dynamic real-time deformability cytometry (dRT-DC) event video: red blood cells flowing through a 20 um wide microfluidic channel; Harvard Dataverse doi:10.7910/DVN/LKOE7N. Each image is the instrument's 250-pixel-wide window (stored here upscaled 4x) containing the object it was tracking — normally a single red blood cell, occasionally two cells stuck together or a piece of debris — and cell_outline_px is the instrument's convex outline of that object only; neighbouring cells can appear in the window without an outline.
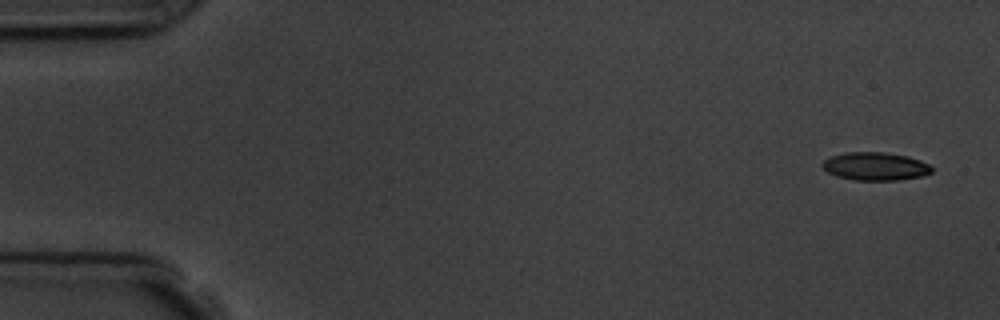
{"species": "common noctule bat (a hibernating species)", "species_latin": "Nyctalus noctula", "temperature_condition": "room temperature", "stored_images_in_passage": 5, "camera_frame_rate_fps": 3000, "um_per_image_px": 0.085, "animal": {"sex": "male", "body_mass_g": 19.5, "forearm_length_mm": 54.6}, "frame": {"image": 1, "passage_image": 1, "time_ms": 0.0, "image_size_px": [1000, 320], "cell_outline_px": [[932, 172], [924, 176], [896, 180], [852, 180], [836, 176], [828, 172], [820, 164], [824, 160], [832, 156], [844, 152], [884, 152], [908, 156], [920, 160], [928, 164], [932, 168]], "centroid_in_image_um": [74.4, 14.14], "position_along_channel_um": 10.6, "area_um2": 17.98}}
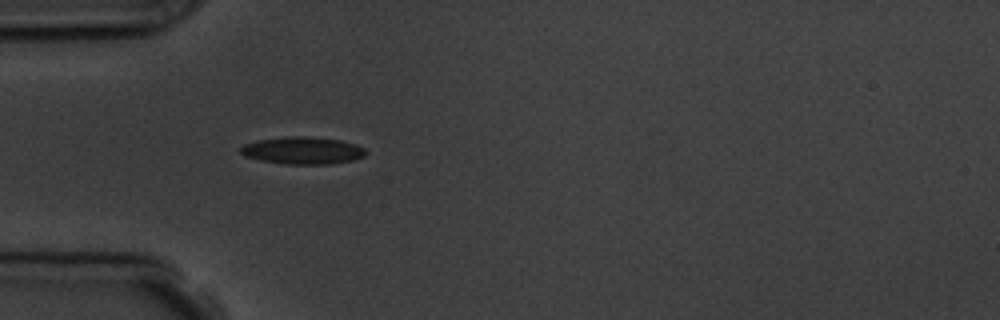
{"frame": {"image": 2, "passage_image": 5, "time_ms": 4.667, "image_size_px": [1000, 320], "cell_outline_px": [[368, 152], [364, 156], [352, 160], [328, 164], [284, 164], [260, 160], [244, 156], [240, 152], [240, 148], [244, 144], [256, 140], [288, 136], [304, 136], [340, 140], [356, 144], [364, 148]], "centroid_in_image_um": [25.71, 12.79], "position_along_channel_um": 59.3, "area_um2": 19.94}}